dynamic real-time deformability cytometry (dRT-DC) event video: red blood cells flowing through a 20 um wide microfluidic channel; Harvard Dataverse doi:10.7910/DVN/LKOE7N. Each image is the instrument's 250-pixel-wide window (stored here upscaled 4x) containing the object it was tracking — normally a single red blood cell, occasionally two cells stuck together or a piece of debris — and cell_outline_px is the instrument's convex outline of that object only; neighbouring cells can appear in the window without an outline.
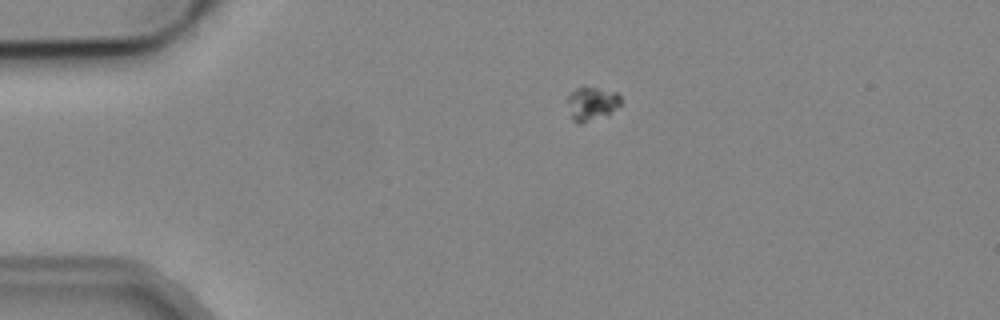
{"species": "common noctule bat (a hibernating species)", "species_latin": "Nyctalus noctula", "temperature_condition": "cold", "stored_images_in_passage": 2, "camera_frame_rate_fps": 3000, "um_per_image_px": 0.085, "animal": {"sex": "male", "body_mass_g": 19.2, "forearm_length_mm": 51.8}, "frame": {"image": 1, "passage_image": 2, "time_ms": 1.333, "image_size_px": [1000, 320], "cell_outline_px": [[620, 104], [608, 116], [580, 124], [572, 120], [568, 100], [568, 96], [576, 88], [600, 88], [616, 92], [620, 96]], "centroid_in_image_um": [50.33, 8.84], "position_along_channel_um": 34.7, "area_um2": 10.35}}